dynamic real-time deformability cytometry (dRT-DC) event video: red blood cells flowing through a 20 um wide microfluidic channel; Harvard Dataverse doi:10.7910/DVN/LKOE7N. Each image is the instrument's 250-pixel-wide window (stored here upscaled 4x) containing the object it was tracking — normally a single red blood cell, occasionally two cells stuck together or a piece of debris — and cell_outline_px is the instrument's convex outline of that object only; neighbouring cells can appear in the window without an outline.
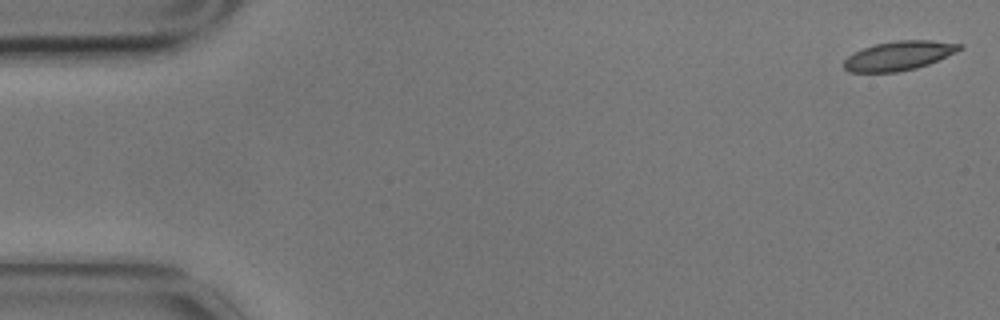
{"species": "common noctule bat (a hibernating species)", "species_latin": "Nyctalus noctula", "temperature_condition": "cold", "stored_images_in_passage": 6, "camera_frame_rate_fps": 3000, "um_per_image_px": 0.085, "animal": {"sex": "male", "body_mass_g": 17.9}, "frame": {"image": 1, "passage_image": 1, "time_ms": 0.0, "image_size_px": [1000, 320], "cell_outline_px": [[964, 48], [956, 52], [928, 64], [916, 68], [896, 72], [848, 72], [844, 68], [844, 60], [848, 56], [864, 48], [876, 44], [896, 40], [932, 40], [964, 44]], "centroid_in_image_um": [76.44, 4.73], "position_along_channel_um": 8.6, "area_um2": 19.59}}
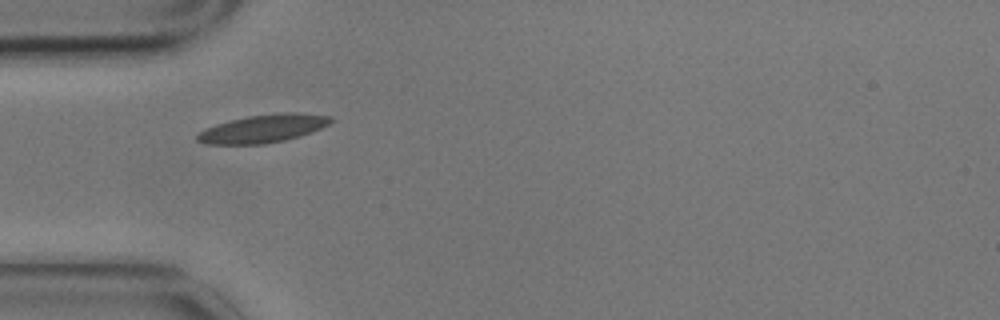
{"frame": {"image": 2, "passage_image": 5, "time_ms": 1.333, "image_size_px": [1000, 320], "cell_outline_px": [[332, 120], [328, 124], [312, 132], [300, 136], [284, 140], [264, 144], [204, 144], [196, 140], [196, 136], [204, 128], [216, 124], [248, 116], [280, 112], [300, 112], [332, 116]], "centroid_in_image_um": [22.36, 10.92], "position_along_channel_um": 62.6, "area_um2": 21.85}}